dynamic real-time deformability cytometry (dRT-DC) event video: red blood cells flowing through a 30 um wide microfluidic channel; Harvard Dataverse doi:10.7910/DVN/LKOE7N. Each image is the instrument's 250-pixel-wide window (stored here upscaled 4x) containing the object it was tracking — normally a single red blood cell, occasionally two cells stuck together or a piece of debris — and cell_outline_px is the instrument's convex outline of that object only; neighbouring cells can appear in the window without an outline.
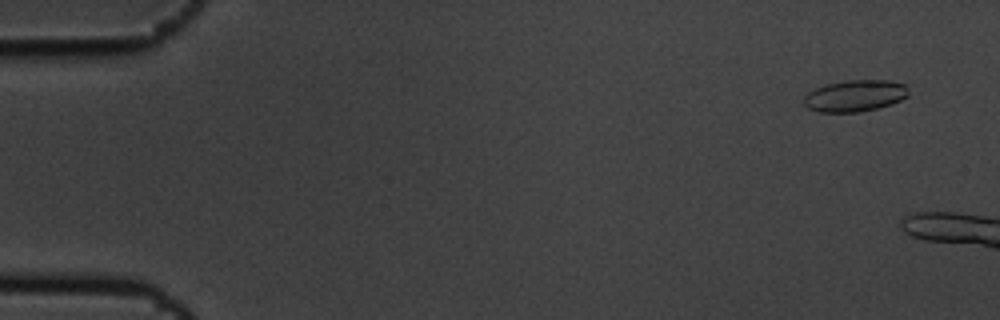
{"species": "common noctule bat (a hibernating species)", "species_latin": "Nyctalus noctula", "temperature_condition": "cold", "stored_images_in_passage": 6, "camera_frame_rate_fps": 3000, "um_per_image_px": 0.085, "animal": {"sex": "male", "body_mass_g": 19.5, "forearm_length_mm": 54.6}, "frame": {"image": 1, "passage_image": 1, "time_ms": 0.0, "image_size_px": [1000, 320], "cell_outline_px": [[908, 96], [900, 100], [876, 108], [860, 112], [820, 112], [808, 108], [804, 104], [804, 96], [808, 92], [816, 88], [828, 84], [848, 80], [888, 80], [908, 84]], "centroid_in_image_um": [72.69, 8.13], "position_along_channel_um": 12.3, "area_um2": 19.19}}